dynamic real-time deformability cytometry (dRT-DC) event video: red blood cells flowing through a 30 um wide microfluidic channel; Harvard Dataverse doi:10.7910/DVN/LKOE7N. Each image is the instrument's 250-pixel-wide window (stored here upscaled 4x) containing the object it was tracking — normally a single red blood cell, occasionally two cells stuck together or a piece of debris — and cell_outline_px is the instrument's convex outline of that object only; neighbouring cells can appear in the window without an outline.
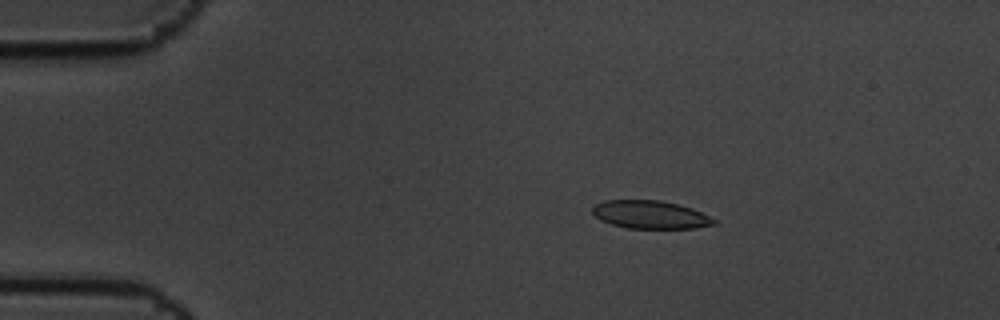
{"species": "common noctule bat (a hibernating species)", "species_latin": "Nyctalus noctula", "temperature_condition": "cold", "stored_images_in_passage": 6, "camera_frame_rate_fps": 3000, "um_per_image_px": 0.085, "animal": {"sex": "male", "body_mass_g": 19.5, "forearm_length_mm": 54.6}, "frame": {"image": 1, "passage_image": 4, "time_ms": 1.0, "image_size_px": [1000, 320], "cell_outline_px": [[716, 224], [696, 228], [628, 228], [612, 224], [600, 220], [592, 212], [592, 204], [604, 200], [660, 200], [692, 208], [716, 220]], "centroid_in_image_um": [55.24, 18.24], "position_along_channel_um": 29.8, "area_um2": 19.83}}